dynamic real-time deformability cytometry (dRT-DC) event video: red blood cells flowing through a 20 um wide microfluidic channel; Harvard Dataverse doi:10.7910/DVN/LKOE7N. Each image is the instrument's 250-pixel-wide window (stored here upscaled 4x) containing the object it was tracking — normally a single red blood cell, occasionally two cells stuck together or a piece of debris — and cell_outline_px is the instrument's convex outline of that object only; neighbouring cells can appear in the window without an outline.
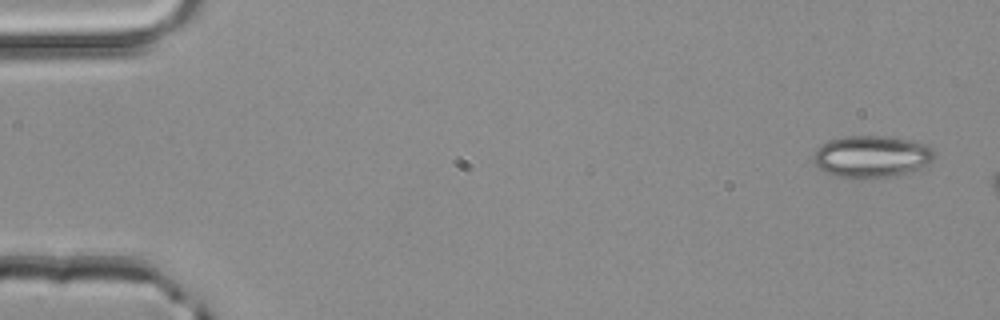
{"species": "common noctule bat (a hibernating species)", "species_latin": "Nyctalus noctula", "temperature_condition": "room temperature", "stored_images_in_passage": 3, "camera_frame_rate_fps": 3000, "um_per_image_px": 0.085, "animal": {"sex": "male", "body_mass_g": 20.4}, "frame": {"image": 1, "passage_image": 1, "time_ms": 0.0, "image_size_px": [1000, 320], "cell_outline_px": [[936, 156], [924, 168], [892, 176], [864, 180], [836, 176], [824, 172], [816, 168], [812, 160], [812, 156], [816, 148], [820, 144], [828, 140], [848, 136], [888, 136], [908, 140], [924, 144]], "centroid_in_image_um": [74.01, 13.33], "position_along_channel_um": 11.0, "area_um2": 30.06}}